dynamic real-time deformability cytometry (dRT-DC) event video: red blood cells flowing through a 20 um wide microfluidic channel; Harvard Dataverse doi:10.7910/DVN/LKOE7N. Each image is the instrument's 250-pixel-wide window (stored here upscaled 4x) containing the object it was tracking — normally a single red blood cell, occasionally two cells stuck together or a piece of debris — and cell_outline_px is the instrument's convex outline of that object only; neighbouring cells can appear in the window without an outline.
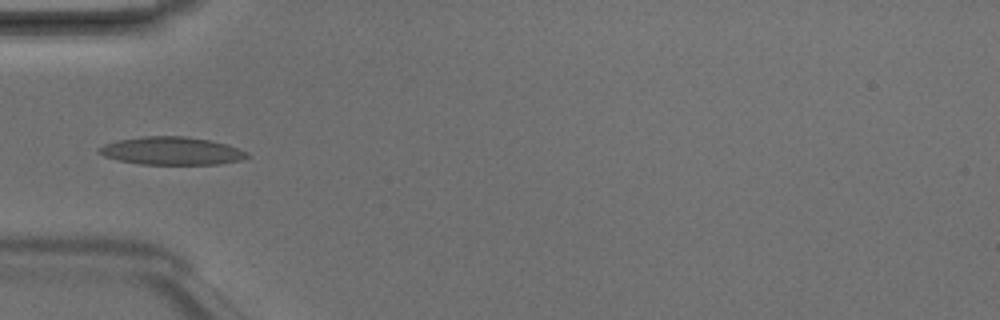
{"species": "Egyptian fruit bat (a non-hibernating species)", "species_latin": "Rousettus aegyptiacus", "temperature_condition": "room temperature", "stored_images_in_passage": 6, "camera_frame_rate_fps": 3000, "um_per_image_px": 0.085, "animal": {"sex": "male"}, "frame": {"image": 1, "passage_image": 5, "time_ms": 1.333, "image_size_px": [1000, 320], "cell_outline_px": [[248, 156], [240, 160], [220, 164], [140, 164], [120, 160], [104, 156], [96, 152], [96, 148], [104, 144], [120, 140], [144, 136], [184, 136], [212, 140], [228, 144], [248, 152]], "centroid_in_image_um": [14.59, 12.82], "position_along_channel_um": 70.4, "area_um2": 24.1}}